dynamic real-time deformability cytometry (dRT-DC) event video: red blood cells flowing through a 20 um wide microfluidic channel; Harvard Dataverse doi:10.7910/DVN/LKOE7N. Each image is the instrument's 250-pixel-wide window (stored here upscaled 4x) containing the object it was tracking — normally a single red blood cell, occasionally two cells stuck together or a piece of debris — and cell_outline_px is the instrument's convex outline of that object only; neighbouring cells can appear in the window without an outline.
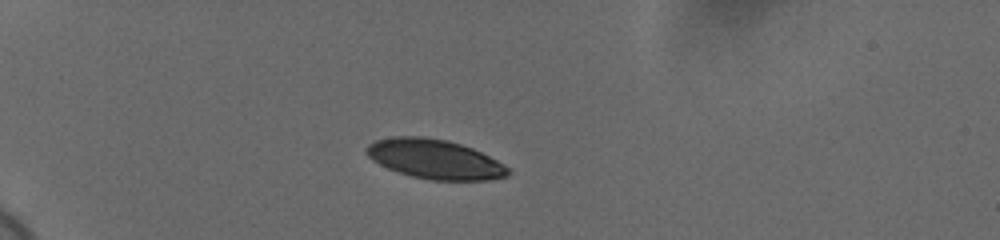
{"species": "human", "species_latin": "Homo sapiens", "temperature_condition": "cold", "stored_images_in_passage": 41, "camera_frame_rate_fps": 3000, "um_per_image_px": 0.085, "donor": {"sex": "female"}, "frame": {"image": 1, "passage_image": 1, "time_ms": 0.0, "image_size_px": [1000, 240], "cell_outline_px": [[512, 172], [508, 176], [488, 180], [432, 180], [412, 176], [388, 168], [372, 160], [364, 152], [364, 148], [368, 144], [376, 140], [392, 136], [420, 136], [448, 140], [472, 148], [504, 164]], "centroid_in_image_um": [36.94, 13.52], "position_along_channel_um": 48.1, "area_um2": 32.54}}
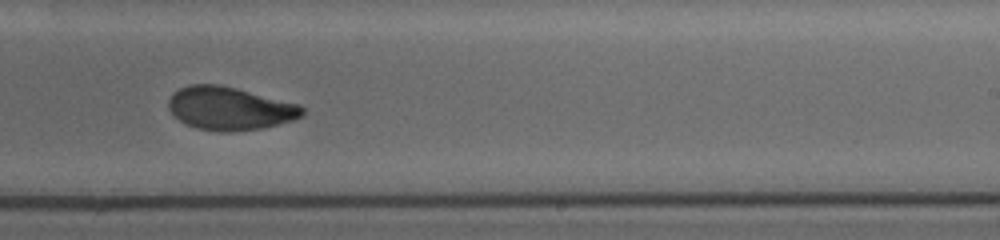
{"frame": {"image": 2, "passage_image": 22, "time_ms": 7.0, "image_size_px": [1000, 240], "cell_outline_px": [[304, 116], [292, 120], [260, 128], [232, 132], [220, 132], [196, 128], [180, 120], [168, 108], [168, 100], [172, 92], [188, 84], [216, 84], [236, 88], [300, 104], [304, 108]], "centroid_in_image_um": [19.52, 9.21], "position_along_channel_um": 269.5, "area_um2": 33.58}}
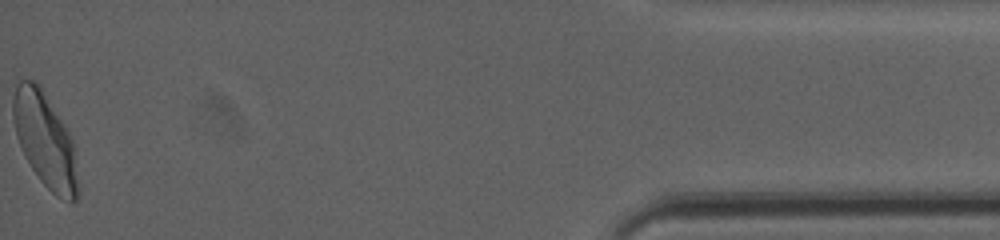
{"frame": {"image": 3, "passage_image": 41, "time_ms": 13.333, "image_size_px": [1000, 240], "cell_outline_px": [[80, 196], [72, 204], [56, 196], [40, 180], [24, 156], [16, 136], [12, 116], [12, 100], [16, 84], [20, 80], [36, 80], [40, 84], [68, 132], [72, 140], [80, 192]], "centroid_in_image_um": [3.82, 11.93], "position_along_channel_um": 431.4, "area_um2": 35.89}, "authors_computed_cell_mechanics": {"area_um2": 33.5818, "velocity_mm_per_s": 3.6576, "shape_relaxation_time_tau1_ms": 3.2892, "shape_relaxation_time_tau2_ms": 1.7069, "deformation_change_tau1": 0.1353, "deformation_change_tau2": 0.0607}}